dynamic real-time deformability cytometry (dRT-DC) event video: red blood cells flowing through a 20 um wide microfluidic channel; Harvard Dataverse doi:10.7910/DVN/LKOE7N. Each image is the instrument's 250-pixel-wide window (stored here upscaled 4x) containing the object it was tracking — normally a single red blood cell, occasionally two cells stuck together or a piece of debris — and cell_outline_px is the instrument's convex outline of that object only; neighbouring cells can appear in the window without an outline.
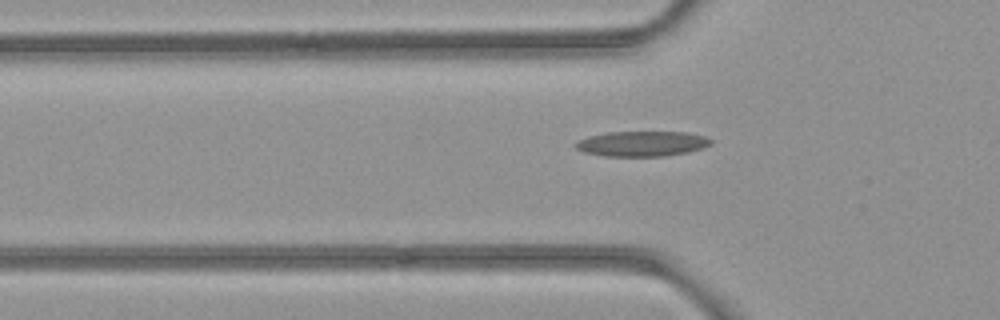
{"species": "common noctule bat (a hibernating species)", "species_latin": "Nyctalus noctula", "temperature_condition": "room temperature", "stored_images_in_passage": 5, "camera_frame_rate_fps": 3000, "um_per_image_px": 0.085, "animal": {"sex": "female", "body_mass_g": 21.9}, "frame": {"image": 1, "passage_image": 5, "time_ms": 1.333, "image_size_px": [1000, 320], "cell_outline_px": [[712, 144], [704, 148], [688, 152], [664, 156], [604, 156], [584, 152], [576, 148], [572, 144], [588, 136], [608, 132], [688, 132], [704, 136], [712, 140]], "centroid_in_image_um": [54.58, 12.21], "position_along_channel_um": 71.2, "area_um2": 19.94}}